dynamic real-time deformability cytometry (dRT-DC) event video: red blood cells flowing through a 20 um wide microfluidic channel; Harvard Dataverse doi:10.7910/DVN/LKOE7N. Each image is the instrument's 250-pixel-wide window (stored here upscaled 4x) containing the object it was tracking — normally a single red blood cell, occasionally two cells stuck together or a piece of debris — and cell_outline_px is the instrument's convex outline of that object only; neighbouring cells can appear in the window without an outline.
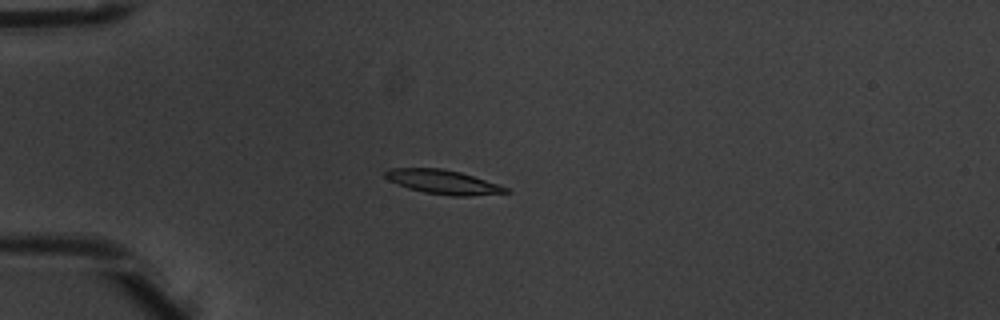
{"species": "common noctule bat (a hibernating species)", "species_latin": "Nyctalus noctula", "temperature_condition": "warm", "stored_images_in_passage": 6, "camera_frame_rate_fps": 3000, "um_per_image_px": 0.085, "animal": {"sex": "male", "body_mass_g": 20.1, "forearm_length_mm": 53.5}, "frame": {"image": 1, "passage_image": 5, "time_ms": 1.333, "image_size_px": [1000, 320], "cell_outline_px": [[512, 192], [468, 196], [452, 196], [424, 192], [408, 188], [388, 180], [384, 176], [384, 172], [388, 168], [440, 168], [460, 172], [500, 184], [508, 188]], "centroid_in_image_um": [37.67, 15.46], "position_along_channel_um": 47.3, "area_um2": 16.99}}